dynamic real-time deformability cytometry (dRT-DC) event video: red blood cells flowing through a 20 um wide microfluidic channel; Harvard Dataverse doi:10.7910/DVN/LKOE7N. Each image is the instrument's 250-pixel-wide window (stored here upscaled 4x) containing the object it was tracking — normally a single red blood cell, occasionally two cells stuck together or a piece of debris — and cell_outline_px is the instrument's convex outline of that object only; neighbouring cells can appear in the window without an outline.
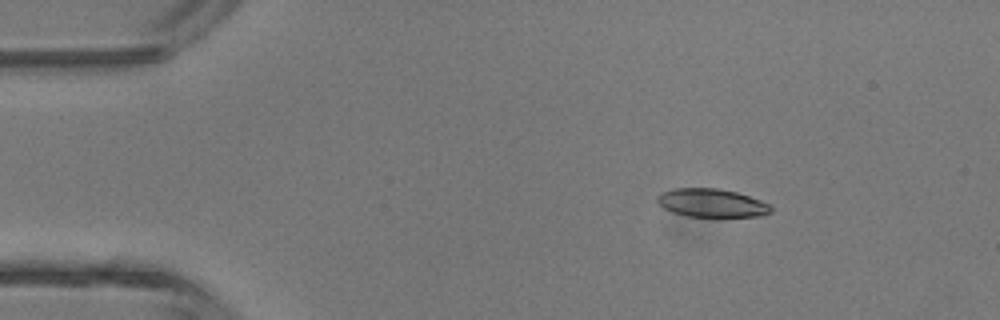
{"species": "common noctule bat (a hibernating species)", "species_latin": "Nyctalus noctula", "temperature_condition": "room temperature", "stored_images_in_passage": 3, "camera_frame_rate_fps": 3000, "um_per_image_px": 0.085, "animal": {"sex": "male", "body_mass_g": 13.3}, "frame": {"image": 1, "passage_image": 1, "time_ms": 0.0, "image_size_px": [1000, 320], "cell_outline_px": [[772, 212], [764, 216], [684, 216], [672, 212], [664, 208], [656, 200], [656, 196], [660, 192], [672, 188], [720, 188], [736, 192], [760, 200], [768, 204], [772, 208]], "centroid_in_image_um": [60.46, 17.24], "position_along_channel_um": 24.5, "area_um2": 18.84}}
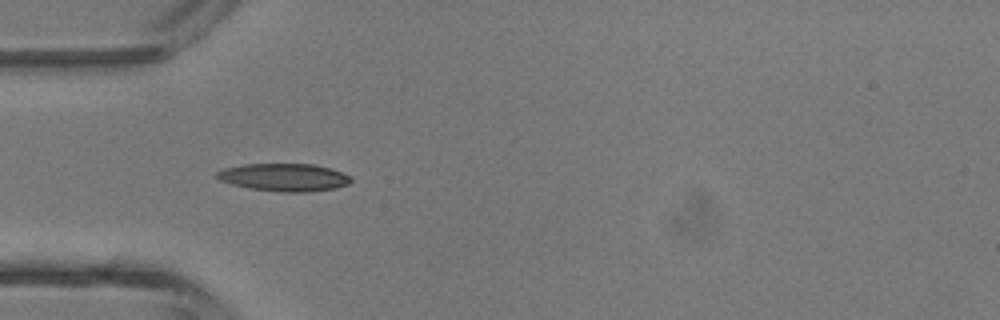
{"frame": {"image": 2, "passage_image": 3, "time_ms": 2.333, "image_size_px": [1000, 320], "cell_outline_px": [[352, 180], [348, 184], [336, 188], [308, 192], [280, 192], [252, 188], [232, 184], [220, 180], [216, 176], [216, 172], [224, 168], [244, 164], [312, 164], [328, 168], [340, 172], [348, 176]], "centroid_in_image_um": [24.13, 15.07], "position_along_channel_um": 60.9, "area_um2": 21.39}}